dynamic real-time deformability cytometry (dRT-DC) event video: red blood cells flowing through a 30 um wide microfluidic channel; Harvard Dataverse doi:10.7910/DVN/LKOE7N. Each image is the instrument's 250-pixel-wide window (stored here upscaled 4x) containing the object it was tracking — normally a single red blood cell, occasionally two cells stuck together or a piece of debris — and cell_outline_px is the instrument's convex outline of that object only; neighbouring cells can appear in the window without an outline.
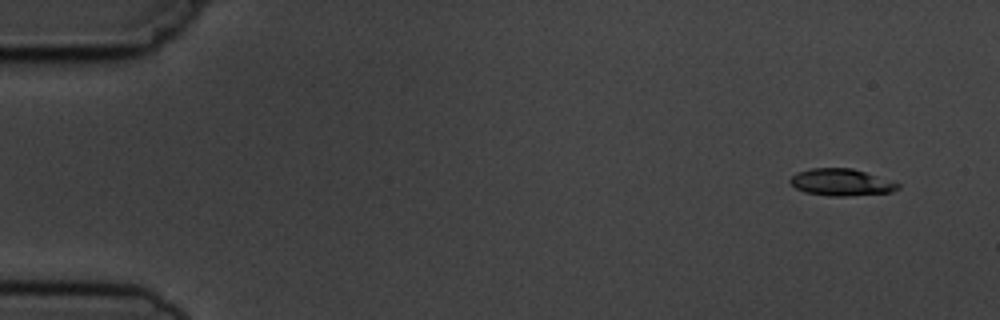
{"species": "common noctule bat (a hibernating species)", "species_latin": "Nyctalus noctula", "temperature_condition": "cold", "stored_images_in_passage": 5, "camera_frame_rate_fps": 3000, "um_per_image_px": 0.085, "animal": {"sex": "male", "body_mass_g": 19.5, "forearm_length_mm": 54.6}, "frame": {"image": 1, "passage_image": 1, "time_ms": 0.0, "image_size_px": [1000, 320], "cell_outline_px": [[900, 188], [892, 192], [844, 196], [828, 196], [804, 192], [796, 188], [788, 180], [796, 172], [812, 168], [852, 168], [900, 184]], "centroid_in_image_um": [71.46, 15.5], "position_along_channel_um": 13.5, "area_um2": 16.76}}
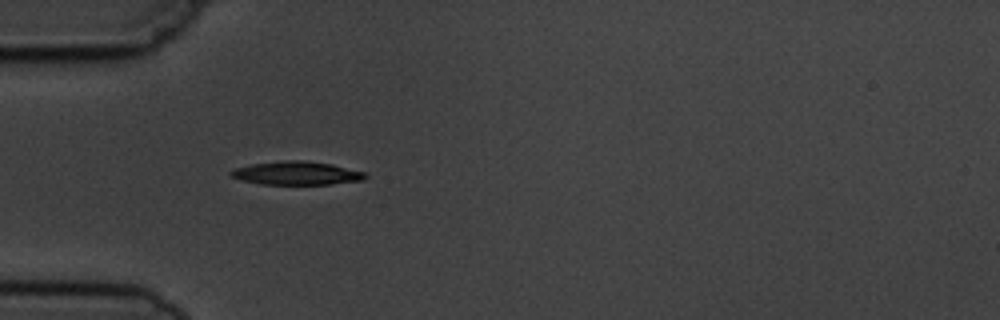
{"frame": {"image": 2, "passage_image": 4, "time_ms": 4.333, "image_size_px": [1000, 320], "cell_outline_px": [[368, 176], [364, 180], [332, 184], [260, 184], [244, 180], [232, 176], [228, 172], [232, 168], [252, 164], [284, 160], [304, 160], [332, 164], [368, 172]], "centroid_in_image_um": [25.27, 14.71], "position_along_channel_um": 59.7, "area_um2": 18.5}}
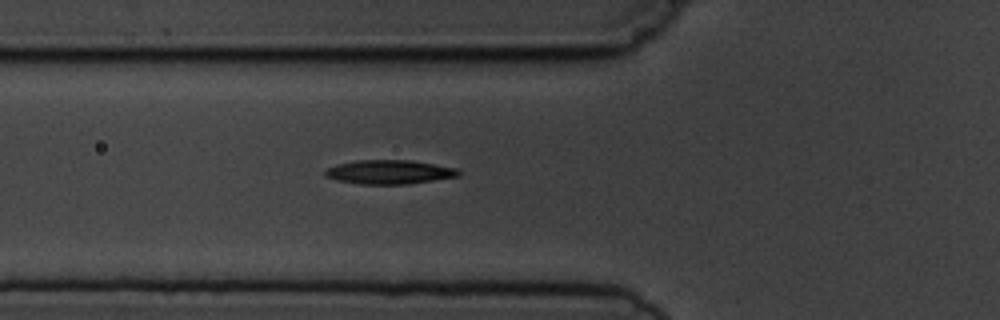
{"frame": {"image": 3, "passage_image": 5, "time_ms": 5.333, "image_size_px": [1000, 320], "cell_outline_px": [[460, 176], [408, 184], [360, 184], [336, 180], [324, 176], [324, 168], [336, 164], [360, 160], [412, 160], [456, 168], [460, 172]], "centroid_in_image_um": [33.05, 14.62], "position_along_channel_um": 92.7, "area_um2": 18.79}}